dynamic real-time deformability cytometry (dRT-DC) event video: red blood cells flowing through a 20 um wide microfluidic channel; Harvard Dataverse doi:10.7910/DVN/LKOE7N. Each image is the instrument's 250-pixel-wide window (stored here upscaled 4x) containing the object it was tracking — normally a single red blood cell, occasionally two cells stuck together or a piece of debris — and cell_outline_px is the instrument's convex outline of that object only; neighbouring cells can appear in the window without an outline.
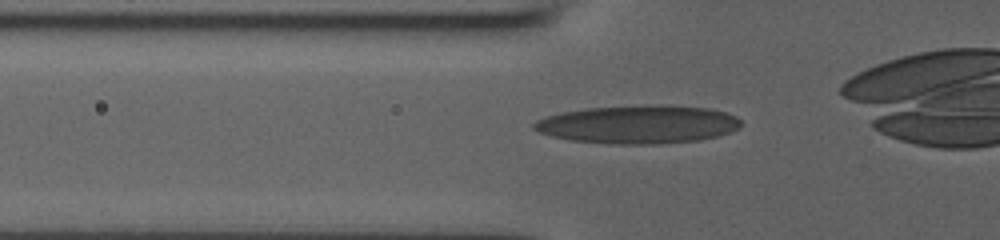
{"species": "human", "species_latin": "Homo sapiens", "temperature_condition": "room temperature", "stored_images_in_passage": 33, "camera_frame_rate_fps": 3000, "um_per_image_px": 0.085, "donor": {"sex": "male"}, "frame": {"image": 1, "passage_image": 6, "time_ms": 1.667, "image_size_px": [1000, 240], "cell_outline_px": [[740, 128], [716, 136], [700, 140], [660, 144], [608, 144], [572, 140], [552, 136], [540, 132], [532, 128], [532, 124], [536, 120], [544, 116], [560, 112], [588, 108], [644, 104], [660, 104], [708, 108], [724, 112], [736, 116], [740, 120]], "centroid_in_image_um": [54.22, 10.56], "position_along_channel_um": 71.6, "area_um2": 46.53}}
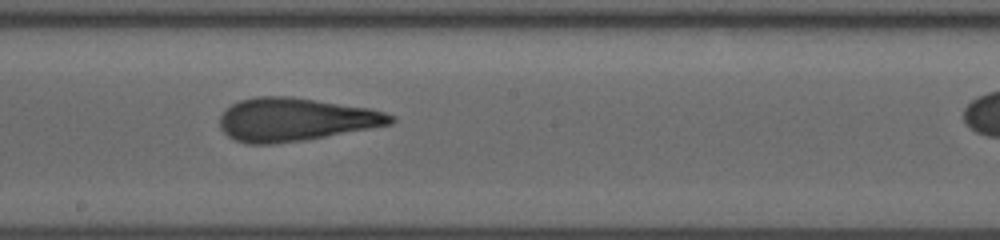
{"frame": {"image": 2, "passage_image": 17, "time_ms": 5.333, "image_size_px": [1000, 240], "cell_outline_px": [[396, 120], [392, 124], [304, 140], [272, 144], [248, 144], [236, 140], [228, 136], [220, 128], [220, 116], [224, 108], [240, 100], [256, 96], [292, 96], [368, 108], [384, 112], [396, 116]], "centroid_in_image_um": [25.08, 10.15], "position_along_channel_um": 223.1, "area_um2": 43.0}}
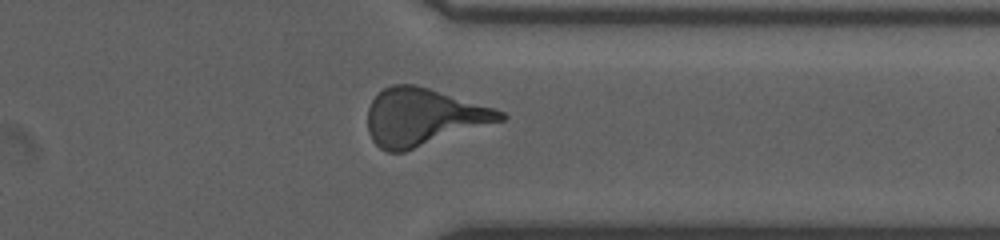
{"frame": {"image": 3, "passage_image": 28, "time_ms": 9.0, "image_size_px": [1000, 240], "cell_outline_px": [[508, 116], [504, 120], [404, 152], [388, 152], [380, 148], [372, 140], [368, 132], [368, 108], [372, 100], [384, 88], [392, 84], [416, 84], [496, 108], [504, 112]], "centroid_in_image_um": [35.99, 9.94], "position_along_channel_um": 375.4, "area_um2": 44.33}}